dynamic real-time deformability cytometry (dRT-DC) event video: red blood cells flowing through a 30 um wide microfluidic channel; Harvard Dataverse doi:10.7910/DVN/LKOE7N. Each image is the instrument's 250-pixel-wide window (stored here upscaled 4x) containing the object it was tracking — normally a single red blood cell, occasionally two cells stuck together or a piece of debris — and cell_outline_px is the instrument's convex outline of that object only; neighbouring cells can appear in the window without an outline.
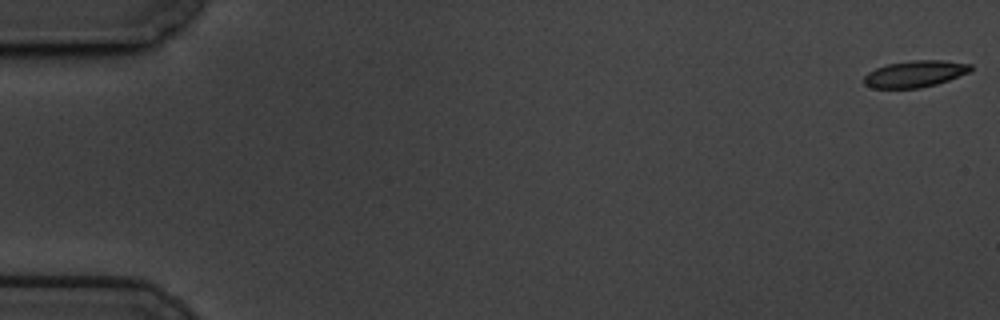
{"species": "common noctule bat (a hibernating species)", "species_latin": "Nyctalus noctula", "temperature_condition": "cold", "stored_images_in_passage": 59, "camera_frame_rate_fps": 3000, "um_per_image_px": 0.085, "animal": {"sex": "male", "body_mass_g": 19.5, "forearm_length_mm": 54.6}, "frame": {"image": 1, "passage_image": 1, "time_ms": 0.0, "image_size_px": [1000, 320], "cell_outline_px": [[972, 72], [936, 84], [920, 88], [872, 88], [864, 84], [864, 76], [868, 72], [876, 68], [888, 64], [912, 60], [944, 60], [972, 64]], "centroid_in_image_um": [77.81, 6.27], "position_along_channel_um": 7.2, "area_um2": 16.65}}
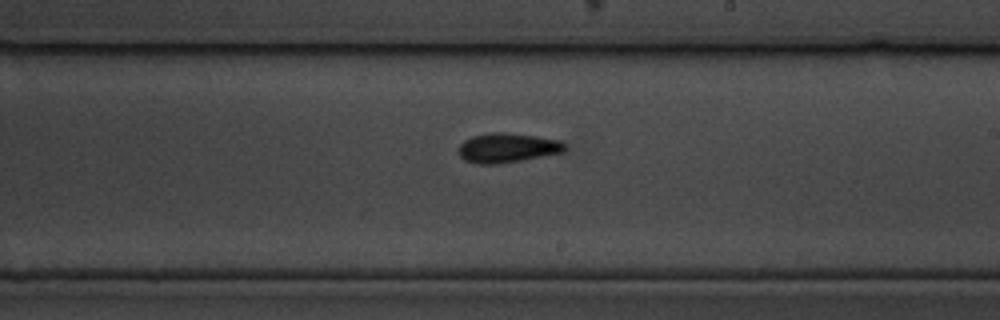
{"frame": {"image": 2, "passage_image": 35, "time_ms": 11.333, "image_size_px": [1000, 320], "cell_outline_px": [[568, 148], [564, 152], [500, 164], [476, 164], [464, 160], [460, 156], [460, 144], [464, 140], [472, 136], [492, 132], [504, 132], [536, 136], [560, 140], [568, 144]], "centroid_in_image_um": [43.17, 12.56], "position_along_channel_um": 245.8, "area_um2": 18.44}}
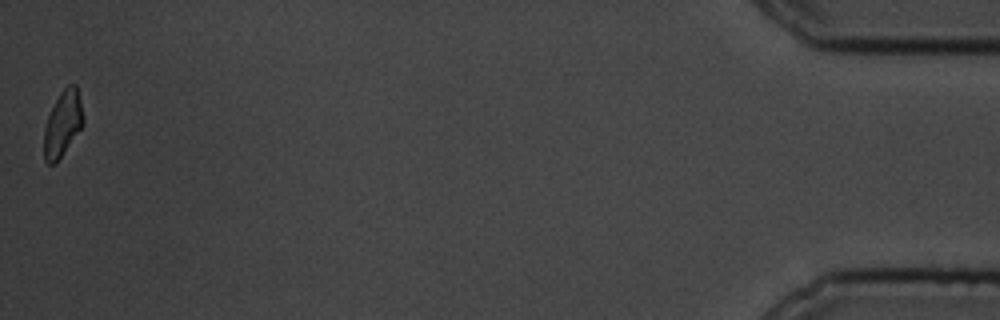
{"frame": {"image": 3, "passage_image": 59, "time_ms": 19.333, "image_size_px": [1000, 320], "cell_outline_px": [[84, 124], [56, 164], [48, 164], [44, 160], [44, 128], [48, 116], [60, 92], [68, 84], [76, 84], [84, 116]], "centroid_in_image_um": [5.34, 10.53], "position_along_channel_um": 429.9, "area_um2": 15.03}, "authors_computed_cell_mechanics": {"area_um2": 17.2822, "velocity_mm_per_s": 3.4325, "shape_relaxation_time_tau1_ms": 3.858, "shape_relaxation_time_tau2_ms": 4.8501, "deformation_change_tau1": 0.1234, "deformation_change_tau2": 0.0995}}